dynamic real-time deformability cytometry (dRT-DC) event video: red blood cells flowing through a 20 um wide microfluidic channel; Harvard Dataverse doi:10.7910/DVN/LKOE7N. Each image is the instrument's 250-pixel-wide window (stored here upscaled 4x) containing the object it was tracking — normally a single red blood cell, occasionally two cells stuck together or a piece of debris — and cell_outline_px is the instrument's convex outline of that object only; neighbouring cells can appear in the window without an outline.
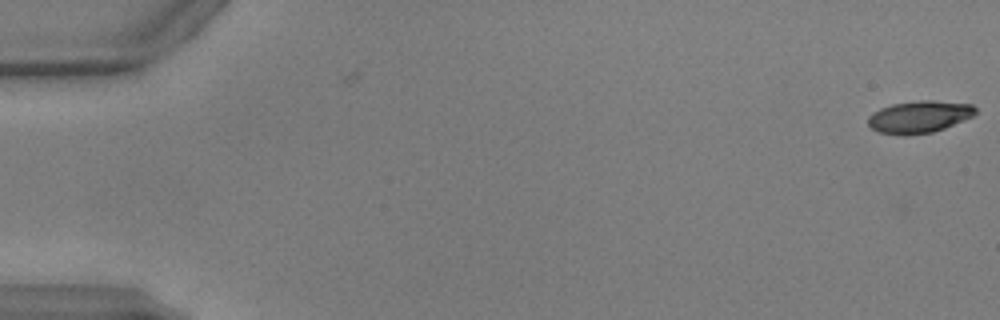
{"species": "common noctule bat (a hibernating species)", "species_latin": "Nyctalus noctula", "temperature_condition": "warm", "stored_images_in_passage": 4, "camera_frame_rate_fps": 3000, "um_per_image_px": 0.085, "animal": {"sex": "male", "body_mass_g": 17.9, "forearm_length_mm": 54.2}, "frame": {"image": 1, "passage_image": 4, "time_ms": 1.0, "image_size_px": [1000, 320], "cell_outline_px": [[976, 112], [972, 116], [944, 128], [932, 132], [908, 136], [904, 136], [876, 132], [868, 124], [868, 116], [872, 112], [880, 108], [892, 104], [920, 100], [932, 100], [972, 104], [976, 108]], "centroid_in_image_um": [78.09, 9.94], "position_along_channel_um": 6.9, "area_um2": 20.23}}